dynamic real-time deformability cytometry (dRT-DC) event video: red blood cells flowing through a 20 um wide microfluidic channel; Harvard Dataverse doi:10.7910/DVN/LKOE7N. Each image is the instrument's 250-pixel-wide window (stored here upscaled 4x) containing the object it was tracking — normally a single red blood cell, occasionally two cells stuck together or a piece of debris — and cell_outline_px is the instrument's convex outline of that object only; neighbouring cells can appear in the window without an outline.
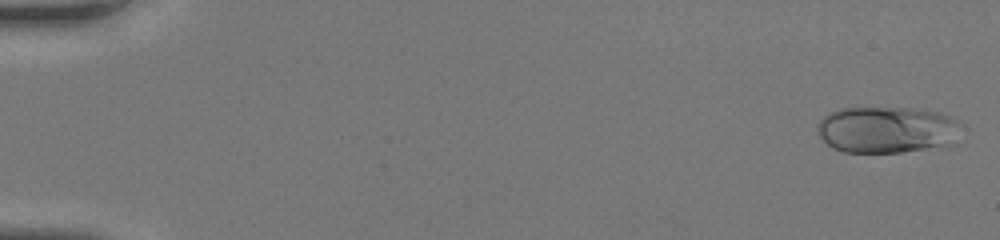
{"species": "human", "species_latin": "Homo sapiens", "temperature_condition": "room temperature", "stored_images_in_passage": 46, "camera_frame_rate_fps": 3000, "um_per_image_px": 0.085, "donor": {"sex": "female"}, "frame": {"image": 1, "passage_image": 2, "time_ms": 0.333, "image_size_px": [1000, 240], "cell_outline_px": [[956, 120], [940, 144], [924, 148], [900, 152], [844, 152], [832, 148], [816, 132], [816, 124], [828, 112], [840, 108], [912, 108], [936, 112], [948, 116]], "centroid_in_image_um": [75.06, 10.99], "position_along_channel_um": 9.9, "area_um2": 37.11}}
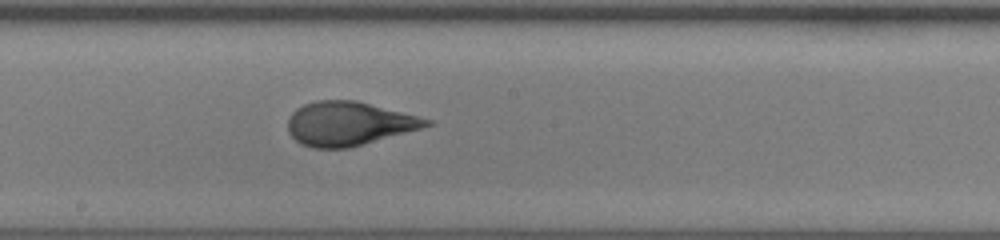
{"frame": {"image": 2, "passage_image": 27, "time_ms": 8.667, "image_size_px": [1000, 240], "cell_outline_px": [[436, 124], [348, 148], [312, 148], [300, 144], [288, 132], [288, 116], [296, 108], [304, 104], [316, 100], [356, 100], [432, 120]], "centroid_in_image_um": [29.61, 10.5], "position_along_channel_um": 218.6, "area_um2": 35.32}}
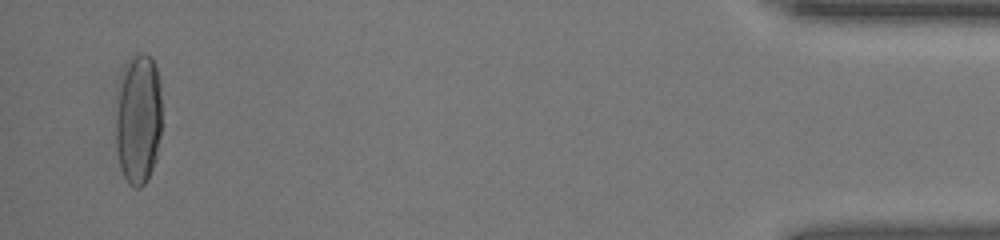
{"frame": {"image": 3, "passage_image": 45, "time_ms": 14.667, "image_size_px": [1000, 240], "cell_outline_px": [[164, 124], [156, 160], [148, 180], [140, 188], [136, 188], [128, 184], [120, 168], [116, 148], [116, 116], [124, 64], [132, 56], [140, 52], [144, 52], [152, 56], [160, 80]], "centroid_in_image_um": [11.82, 10.14], "position_along_channel_um": 423.4, "area_um2": 36.3}}